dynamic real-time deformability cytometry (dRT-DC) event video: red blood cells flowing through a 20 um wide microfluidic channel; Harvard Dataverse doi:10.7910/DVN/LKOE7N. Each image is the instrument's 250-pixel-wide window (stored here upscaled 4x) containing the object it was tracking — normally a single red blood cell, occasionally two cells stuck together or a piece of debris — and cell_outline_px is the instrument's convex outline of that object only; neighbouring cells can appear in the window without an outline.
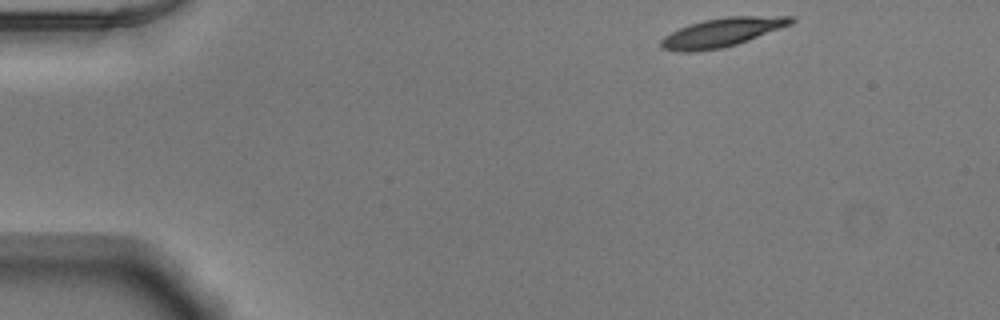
{"species": "Egyptian fruit bat (a non-hibernating species)", "species_latin": "Rousettus aegyptiacus", "temperature_condition": "warm", "stored_images_in_passage": 46, "camera_frame_rate_fps": 3000, "um_per_image_px": 0.085, "animal": {"sex": "male"}, "frame": {"image": 1, "passage_image": 1, "time_ms": 0.0, "image_size_px": [1000, 320], "cell_outline_px": [[796, 20], [792, 24], [748, 40], [736, 44], [720, 48], [692, 52], [676, 52], [664, 48], [660, 44], [660, 40], [664, 36], [680, 28], [704, 20], [728, 16], [792, 16]], "centroid_in_image_um": [61.38, 2.75], "position_along_channel_um": 23.6, "area_um2": 21.56}}
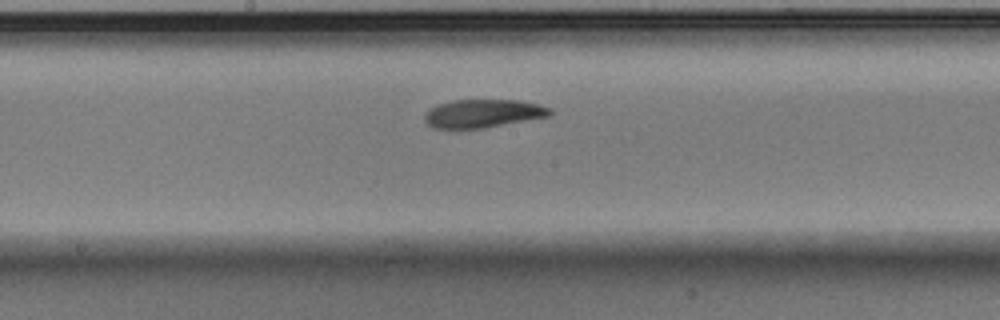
{"frame": {"image": 2, "passage_image": 22, "time_ms": 7.0, "image_size_px": [1000, 320], "cell_outline_px": [[552, 112], [548, 116], [484, 128], [432, 128], [424, 120], [424, 116], [432, 108], [440, 104], [452, 100], [520, 100], [540, 104], [552, 108]], "centroid_in_image_um": [41.09, 9.64], "position_along_channel_um": 207.1, "area_um2": 20.46}}
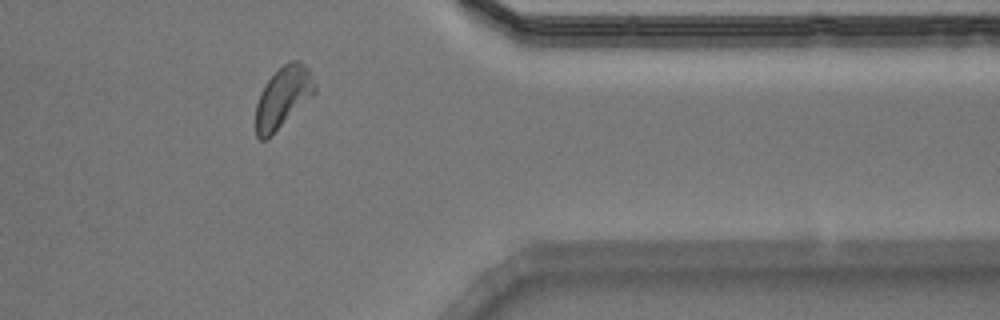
{"frame": {"image": 3, "passage_image": 37, "time_ms": 12.0, "image_size_px": [1000, 320], "cell_outline_px": [[316, 92], [268, 140], [260, 140], [256, 136], [256, 104], [260, 92], [268, 80], [284, 64], [292, 60], [300, 60], [308, 68], [316, 88]], "centroid_in_image_um": [24.04, 8.3], "position_along_channel_um": 387.4, "area_um2": 20.92}, "authors_computed_cell_mechanics": {"area_um2": 20.8947, "velocity_mm_per_s": 3.8588, "shape_relaxation_time_tau1_ms": 3.1966, "shape_relaxation_time_tau2_ms": 4.0835, "deformation_change_tau1": 0.1361, "deformation_change_tau2": 0.1136}}